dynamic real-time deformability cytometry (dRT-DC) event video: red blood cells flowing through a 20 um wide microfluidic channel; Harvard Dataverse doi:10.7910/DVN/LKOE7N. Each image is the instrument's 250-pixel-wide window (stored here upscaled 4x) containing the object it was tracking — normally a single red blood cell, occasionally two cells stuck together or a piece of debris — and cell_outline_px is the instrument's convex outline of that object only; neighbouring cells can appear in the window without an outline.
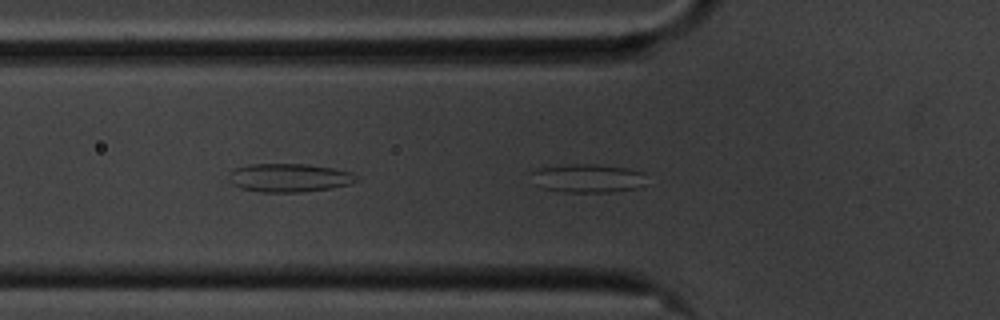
{"species": "common noctule bat (a hibernating species)", "species_latin": "Nyctalus noctula", "temperature_condition": "cold", "stored_images_in_passage": 44, "camera_frame_rate_fps": 3000, "um_per_image_px": 0.085, "animal": {"sex": "male", "body_mass_g": 20.1, "forearm_length_mm": 53.5}, "frame": {"image": 1, "passage_image": 4, "time_ms": 1.0, "image_size_px": [1000, 320], "cell_outline_px": [[644, 184], [640, 188], [608, 192], [564, 192], [544, 188], [532, 172], [540, 168], [568, 164], [596, 164], [628, 168], [644, 172]], "centroid_in_image_um": [50.08, 15.15], "position_along_channel_um": 75.7, "area_um2": 18.79}}
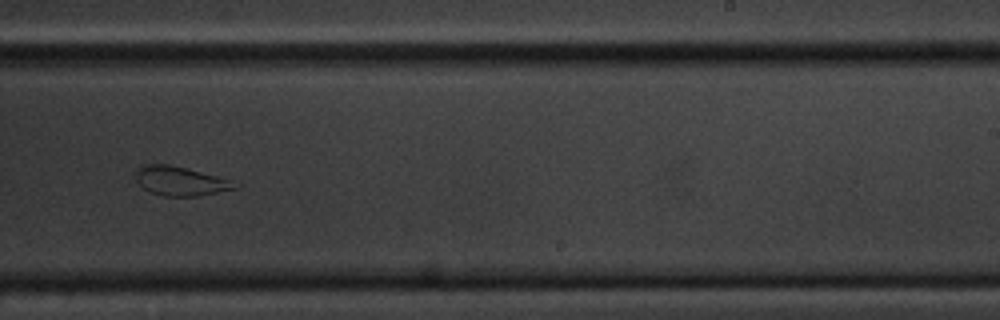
{"frame": {"image": 2, "passage_image": 21, "time_ms": 6.667, "image_size_px": [1000, 320], "cell_outline_px": [[240, 184], [236, 188], [196, 196], [164, 196], [152, 192], [144, 188], [136, 180], [136, 172], [144, 164], [168, 164], [216, 176]], "centroid_in_image_um": [15.31, 15.39], "position_along_channel_um": 273.7, "area_um2": 16.3}}
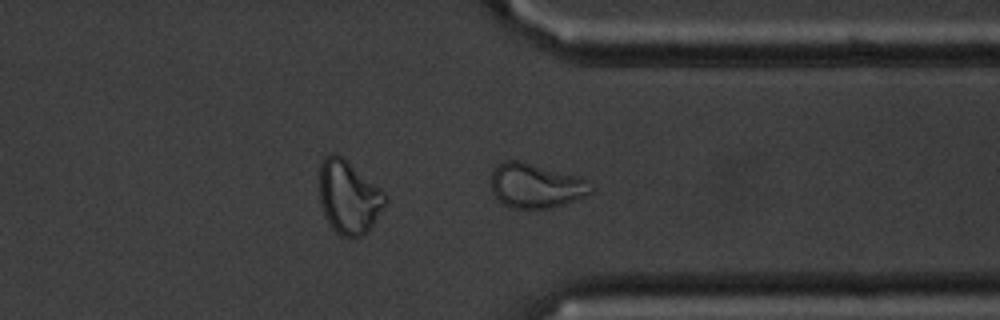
{"frame": {"image": 3, "passage_image": 29, "time_ms": 9.333, "image_size_px": [1000, 320], "cell_outline_px": [[596, 188], [592, 192], [584, 196], [564, 204], [552, 208], [512, 208], [504, 204], [492, 192], [488, 180], [492, 168], [496, 164], [504, 160], [520, 160], [580, 176], [588, 180]], "centroid_in_image_um": [45.52, 15.75], "position_along_channel_um": 365.9, "area_um2": 26.59}, "authors_computed_cell_mechanics": {"area_um2": 19.363, "velocity_mm_per_s": 3.4829, "shape_relaxation_time_tau1_ms": null, "shape_relaxation_time_tau2_ms": 1.432, "deformation_change_tau1": null, "deformation_change_tau2": 0.0852}}